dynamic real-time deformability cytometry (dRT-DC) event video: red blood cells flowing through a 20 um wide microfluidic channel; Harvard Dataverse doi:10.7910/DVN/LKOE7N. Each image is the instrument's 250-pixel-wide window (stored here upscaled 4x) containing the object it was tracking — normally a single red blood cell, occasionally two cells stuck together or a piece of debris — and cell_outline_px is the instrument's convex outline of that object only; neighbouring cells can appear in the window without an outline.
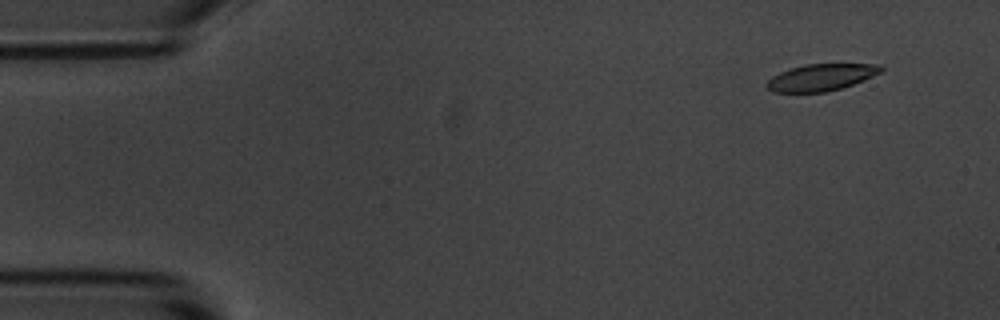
{"species": "common noctule bat (a hibernating species)", "species_latin": "Nyctalus noctula", "temperature_condition": "room temperature", "stored_images_in_passage": 5, "camera_frame_rate_fps": 3000, "um_per_image_px": 0.085, "animal": {"sex": "male", "body_mass_g": 20.1, "forearm_length_mm": 53.5}, "frame": {"image": 1, "passage_image": 2, "time_ms": 1.0, "image_size_px": [1000, 320], "cell_outline_px": [[884, 68], [880, 72], [864, 80], [840, 88], [824, 92], [772, 92], [764, 84], [772, 76], [788, 68], [804, 64], [880, 64]], "centroid_in_image_um": [69.75, 6.56], "position_along_channel_um": 15.2, "area_um2": 17.8}}
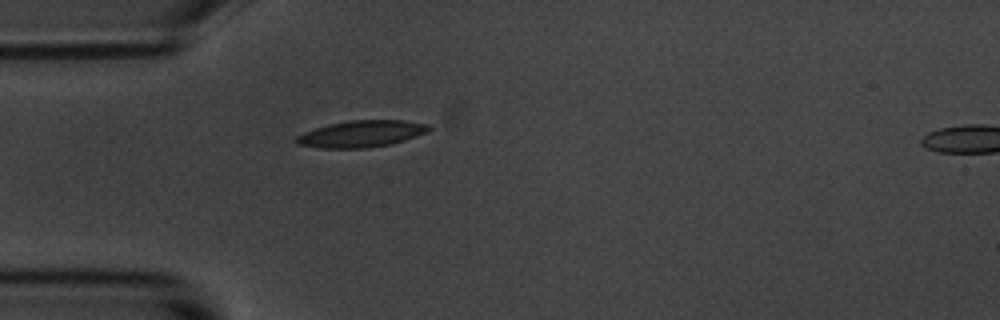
{"frame": {"image": 2, "passage_image": 5, "time_ms": 4.667, "image_size_px": [1000, 320], "cell_outline_px": [[432, 128], [428, 132], [392, 144], [364, 148], [320, 148], [296, 144], [292, 140], [296, 136], [304, 132], [328, 124], [352, 120], [404, 120], [428, 124]], "centroid_in_image_um": [30.7, 11.38], "position_along_channel_um": 54.3, "area_um2": 20.69}}